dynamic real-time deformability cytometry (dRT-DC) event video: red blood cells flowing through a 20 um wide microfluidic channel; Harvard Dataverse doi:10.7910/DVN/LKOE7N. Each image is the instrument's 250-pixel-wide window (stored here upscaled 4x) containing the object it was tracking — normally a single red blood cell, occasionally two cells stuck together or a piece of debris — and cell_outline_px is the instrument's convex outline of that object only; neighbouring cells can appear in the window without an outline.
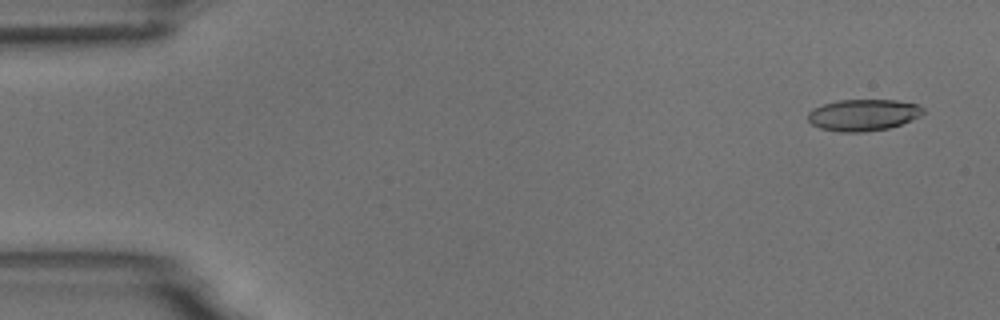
{"species": "common noctule bat (a hibernating species)", "species_latin": "Nyctalus noctula", "temperature_condition": "room temperature", "stored_images_in_passage": 4, "camera_frame_rate_fps": 3000, "um_per_image_px": 0.085, "animal": {"sex": "male", "body_mass_g": 18.8}, "frame": {"image": 1, "passage_image": 1, "time_ms": 0.0, "image_size_px": [1000, 320], "cell_outline_px": [[924, 112], [920, 116], [900, 124], [888, 128], [864, 132], [840, 132], [820, 128], [812, 124], [808, 120], [808, 112], [812, 108], [824, 104], [840, 100], [896, 100], [916, 104], [924, 108]], "centroid_in_image_um": [73.35, 9.77], "position_along_channel_um": 11.6, "area_um2": 21.1}}